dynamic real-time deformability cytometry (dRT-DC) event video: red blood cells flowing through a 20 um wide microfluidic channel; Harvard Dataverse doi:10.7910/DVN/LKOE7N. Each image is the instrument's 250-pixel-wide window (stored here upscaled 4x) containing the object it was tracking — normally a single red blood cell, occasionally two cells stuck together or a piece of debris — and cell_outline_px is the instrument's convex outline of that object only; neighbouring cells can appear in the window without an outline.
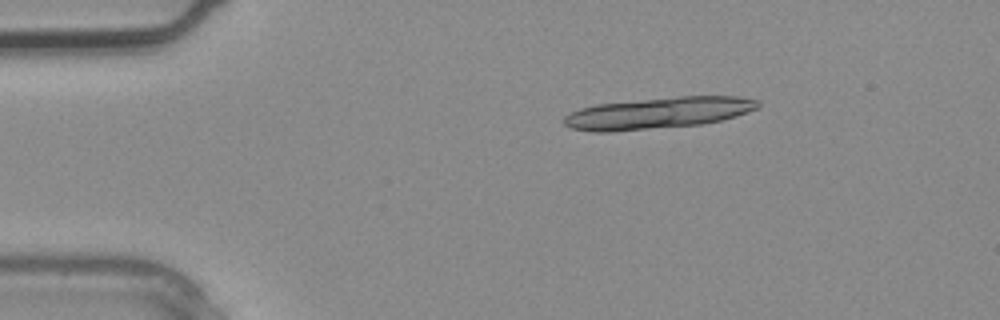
{"species": "common noctule bat (a hibernating species)", "species_latin": "Nyctalus noctula", "temperature_condition": "warm", "stored_images_in_passage": 3, "camera_frame_rate_fps": 3000, "um_per_image_px": 0.085, "animal": {"sex": "male", "body_mass_g": 20.4}, "frame": {"image": 1, "passage_image": 3, "time_ms": 0.667, "image_size_px": [1000, 320], "cell_outline_px": [[760, 108], [736, 116], [704, 124], [612, 132], [592, 132], [572, 128], [564, 124], [564, 116], [580, 108], [596, 104], [680, 96], [740, 96], [760, 100]], "centroid_in_image_um": [55.98, 9.61], "position_along_channel_um": 29.0, "area_um2": 35.72}}